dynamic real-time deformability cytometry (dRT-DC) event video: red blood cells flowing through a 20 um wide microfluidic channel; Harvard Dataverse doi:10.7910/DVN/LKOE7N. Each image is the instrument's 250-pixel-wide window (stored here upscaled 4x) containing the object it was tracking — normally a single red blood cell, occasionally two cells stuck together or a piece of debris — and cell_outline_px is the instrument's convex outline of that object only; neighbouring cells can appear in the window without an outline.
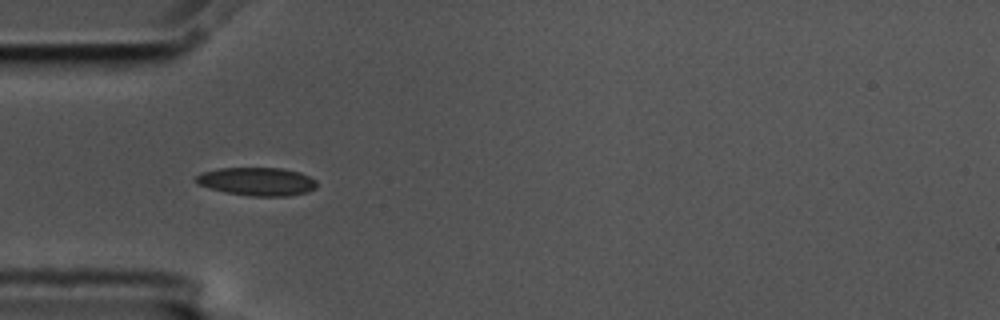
{"species": "common noctule bat (a hibernating species)", "species_latin": "Nyctalus noctula", "temperature_condition": "cold", "stored_images_in_passage": 28, "camera_frame_rate_fps": 3000, "um_per_image_px": 0.085, "animal": {"sex": "male", "body_mass_g": 17.5, "forearm_length_mm": 52.3}, "frame": {"image": 1, "passage_image": 5, "time_ms": 1.333, "image_size_px": [1000, 320], "cell_outline_px": [[316, 188], [308, 192], [288, 196], [248, 196], [224, 192], [196, 184], [196, 176], [204, 172], [220, 168], [284, 168], [300, 172], [316, 180]], "centroid_in_image_um": [21.87, 15.43], "position_along_channel_um": 63.1, "area_um2": 19.94}}
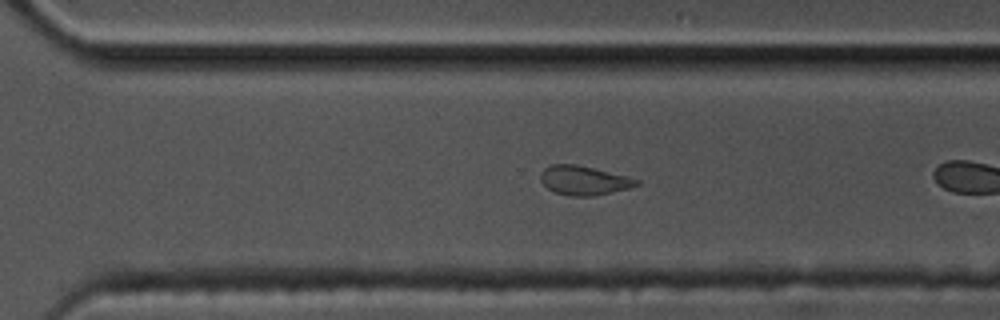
{"frame": {"image": 2, "passage_image": 24, "time_ms": 7.667, "image_size_px": [1000, 320], "cell_outline_px": [[640, 184], [628, 188], [592, 196], [568, 196], [556, 192], [548, 188], [540, 180], [540, 172], [544, 168], [552, 164], [576, 164], [628, 176], [640, 180]], "centroid_in_image_um": [49.62, 15.32], "position_along_channel_um": 321.0, "area_um2": 16.24}}